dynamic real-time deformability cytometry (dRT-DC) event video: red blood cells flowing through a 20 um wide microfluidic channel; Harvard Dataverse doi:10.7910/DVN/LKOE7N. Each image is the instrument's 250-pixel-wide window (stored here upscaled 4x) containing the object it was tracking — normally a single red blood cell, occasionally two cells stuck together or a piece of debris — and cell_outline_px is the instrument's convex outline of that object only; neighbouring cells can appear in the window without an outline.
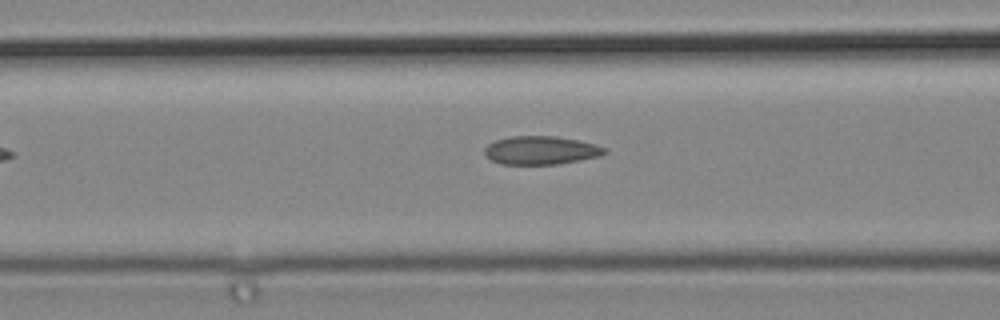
{"species": "common noctule bat (a hibernating species)", "species_latin": "Nyctalus noctula", "temperature_condition": "cold", "stored_images_in_passage": 4, "camera_frame_rate_fps": 3000, "um_per_image_px": 0.085, "animal": {"sex": "male", "body_mass_g": 19.2, "forearm_length_mm": 51.8}, "frame": {"image": 1, "passage_image": 4, "time_ms": 1.0, "image_size_px": [1000, 320], "cell_outline_px": [[608, 152], [600, 156], [580, 160], [556, 164], [500, 164], [484, 156], [484, 148], [488, 144], [496, 140], [508, 136], [556, 136], [580, 140], [596, 144], [608, 148]], "centroid_in_image_um": [45.99, 12.77], "position_along_channel_um": 120.6, "area_um2": 20.11}}